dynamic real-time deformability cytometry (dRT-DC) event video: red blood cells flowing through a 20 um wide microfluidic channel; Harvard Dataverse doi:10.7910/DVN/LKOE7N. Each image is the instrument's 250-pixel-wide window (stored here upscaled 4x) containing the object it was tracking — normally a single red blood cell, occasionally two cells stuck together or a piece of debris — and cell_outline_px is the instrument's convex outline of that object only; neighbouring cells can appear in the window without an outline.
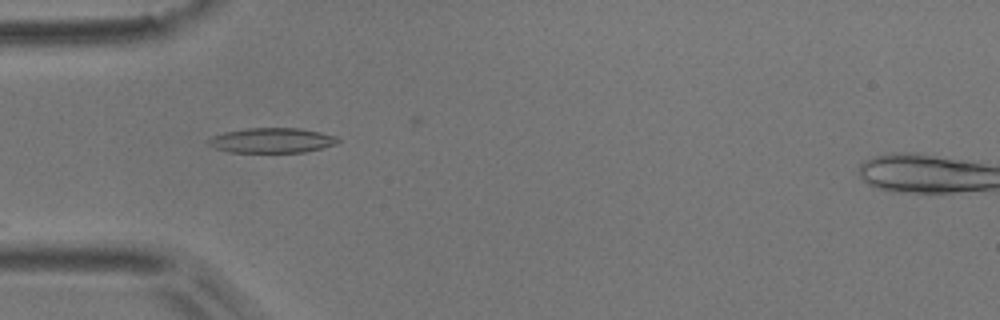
{"species": "common noctule bat (a hibernating species)", "species_latin": "Nyctalus noctula", "temperature_condition": "room temperature", "stored_images_in_passage": 7, "camera_frame_rate_fps": 3000, "um_per_image_px": 0.085, "animal": {"sex": "male", "body_mass_g": 17.9}, "frame": {"image": 1, "passage_image": 3, "time_ms": 0.667, "image_size_px": [1000, 320], "cell_outline_px": [[340, 140], [336, 144], [304, 152], [228, 152], [216, 148], [208, 144], [208, 140], [212, 136], [224, 132], [248, 128], [300, 128], [320, 132], [336, 136]], "centroid_in_image_um": [23.11, 11.93], "position_along_channel_um": 61.9, "area_um2": 18.73}}
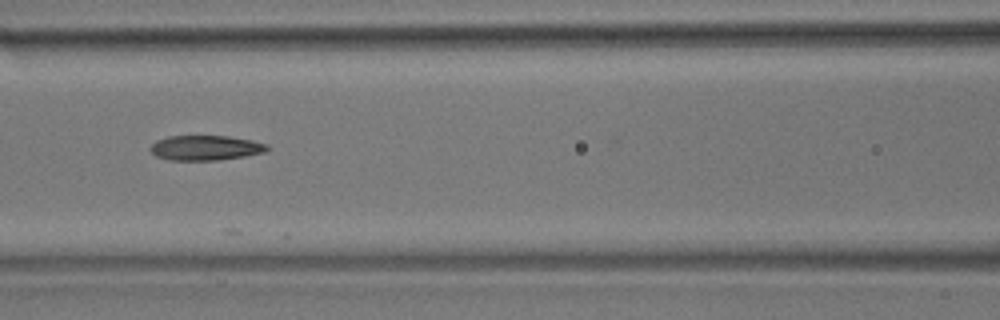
{"frame": {"image": 2, "passage_image": 5, "time_ms": 1.333, "image_size_px": [1000, 320], "cell_outline_px": [[268, 148], [264, 152], [244, 156], [216, 160], [168, 160], [156, 156], [148, 148], [156, 140], [168, 136], [228, 136], [252, 140], [268, 144]], "centroid_in_image_um": [17.44, 12.56], "position_along_channel_um": 149.2, "area_um2": 16.94}}